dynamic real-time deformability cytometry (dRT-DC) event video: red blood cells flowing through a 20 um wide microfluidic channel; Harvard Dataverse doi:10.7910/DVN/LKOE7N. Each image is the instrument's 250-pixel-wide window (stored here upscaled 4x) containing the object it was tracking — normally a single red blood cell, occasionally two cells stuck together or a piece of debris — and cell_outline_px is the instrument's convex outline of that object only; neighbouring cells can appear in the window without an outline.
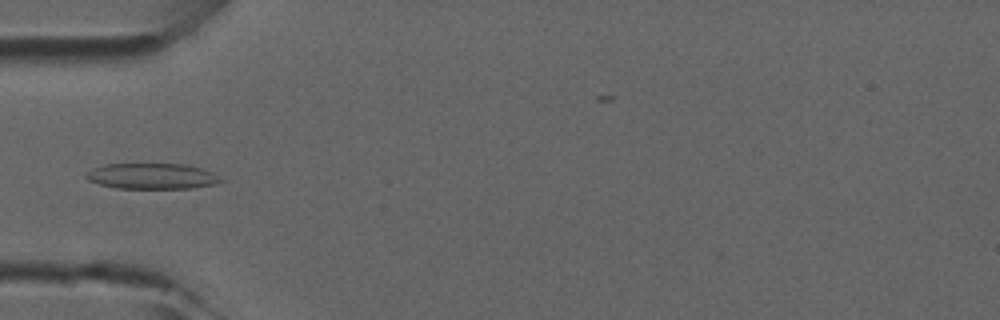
{"species": "common noctule bat (a hibernating species)", "species_latin": "Nyctalus noctula", "temperature_condition": "room temperature", "stored_images_in_passage": 4, "camera_frame_rate_fps": 3000, "um_per_image_px": 0.085, "animal": {"sex": "male", "forearm_length_mm": 52.5}, "frame": {"image": 1, "passage_image": 4, "time_ms": 1.0, "image_size_px": [1000, 320], "cell_outline_px": [[224, 180], [216, 184], [192, 188], [116, 188], [100, 184], [88, 180], [84, 176], [92, 168], [104, 164], [184, 164], [200, 168], [212, 172]], "centroid_in_image_um": [12.91, 14.97], "position_along_channel_um": 72.1, "area_um2": 20.11}}